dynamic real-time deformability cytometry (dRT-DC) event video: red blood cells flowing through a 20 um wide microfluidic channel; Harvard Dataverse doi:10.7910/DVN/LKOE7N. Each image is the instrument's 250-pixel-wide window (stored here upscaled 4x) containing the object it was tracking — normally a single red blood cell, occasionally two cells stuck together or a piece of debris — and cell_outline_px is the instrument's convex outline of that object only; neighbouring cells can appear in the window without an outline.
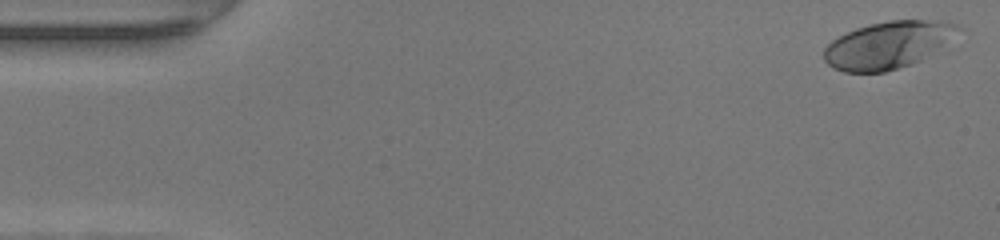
{"species": "human", "species_latin": "Homo sapiens", "temperature_condition": "warm", "stored_images_in_passage": 48, "camera_frame_rate_fps": 3000, "um_per_image_px": 0.085, "donor": {"sex": "female"}, "frame": {"image": 1, "passage_image": 1, "time_ms": 0.0, "image_size_px": [1000, 240], "cell_outline_px": [[964, 28], [920, 60], [884, 72], [844, 72], [832, 68], [824, 60], [824, 48], [832, 40], [856, 28], [888, 20], [944, 20], [956, 24]], "centroid_in_image_um": [75.44, 3.81], "position_along_channel_um": 9.6, "area_um2": 36.24}}
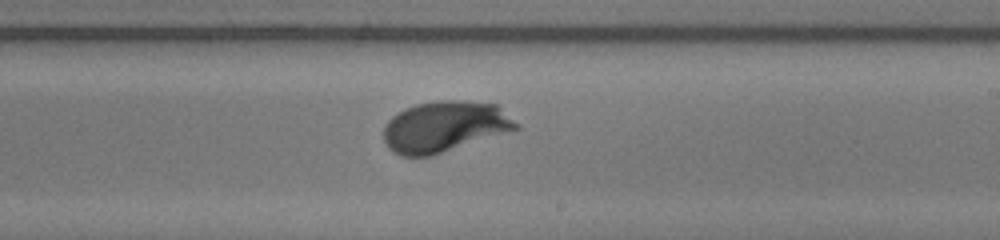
{"frame": {"image": 2, "passage_image": 28, "time_ms": 9.0, "image_size_px": [1000, 240], "cell_outline_px": [[520, 128], [432, 156], [404, 156], [388, 148], [384, 140], [384, 124], [392, 116], [404, 108], [416, 104], [440, 100], [460, 100], [496, 104], [520, 124]], "centroid_in_image_um": [37.79, 10.75], "position_along_channel_um": 251.2, "area_um2": 39.3}}
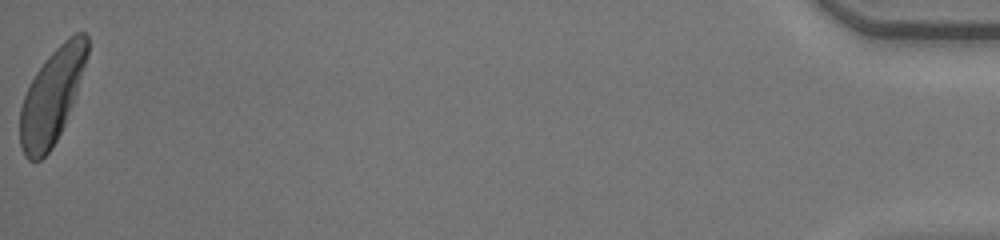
{"frame": {"image": 3, "passage_image": 48, "time_ms": 15.667, "image_size_px": [1000, 240], "cell_outline_px": [[88, 56], [76, 96], [64, 124], [52, 148], [40, 160], [28, 160], [24, 156], [20, 144], [20, 108], [24, 96], [36, 72], [48, 56], [68, 36], [76, 32], [84, 32], [88, 36]], "centroid_in_image_um": [4.42, 8.17], "position_along_channel_um": 430.8, "area_um2": 36.82}, "authors_computed_cell_mechanics": {"area_um2": 36.8186, "velocity_mm_per_s": 4.2542, "shape_relaxation_time_tau1_ms": 2.6129, "shape_relaxation_time_tau2_ms": null, "deformation_change_tau1": 0.1677, "deformation_change_tau2": null}}